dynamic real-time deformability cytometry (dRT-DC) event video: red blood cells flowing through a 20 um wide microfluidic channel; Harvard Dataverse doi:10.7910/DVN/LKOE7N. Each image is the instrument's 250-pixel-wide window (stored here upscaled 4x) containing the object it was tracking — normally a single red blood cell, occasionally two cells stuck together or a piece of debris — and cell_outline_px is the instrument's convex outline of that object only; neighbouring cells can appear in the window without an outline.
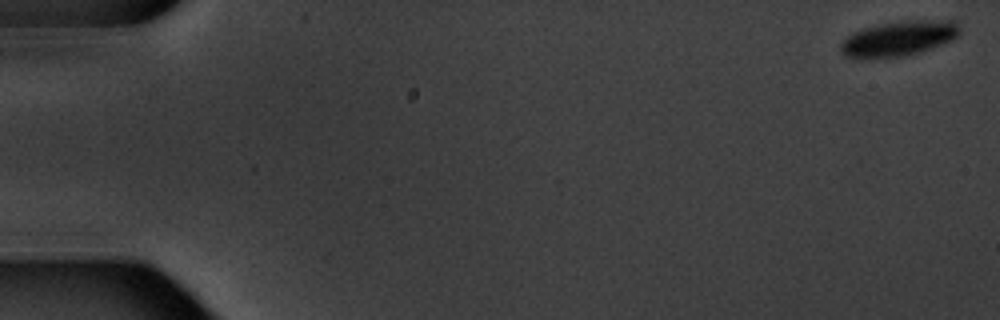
{"species": "common noctule bat (a hibernating species)", "species_latin": "Nyctalus noctula", "temperature_condition": "warm", "stored_images_in_passage": 7, "camera_frame_rate_fps": 3000, "um_per_image_px": 0.085, "animal": {"sex": "male", "body_mass_g": 20.1, "forearm_length_mm": 53.5}, "frame": {"image": 1, "passage_image": 1, "time_ms": 0.0, "image_size_px": [1000, 320], "cell_outline_px": [[960, 32], [952, 40], [916, 52], [900, 56], [844, 56], [840, 52], [840, 44], [852, 32], [864, 28], [880, 24], [908, 20], [956, 20], [960, 28]], "centroid_in_image_um": [76.42, 3.22], "position_along_channel_um": 8.6, "area_um2": 23.52}}
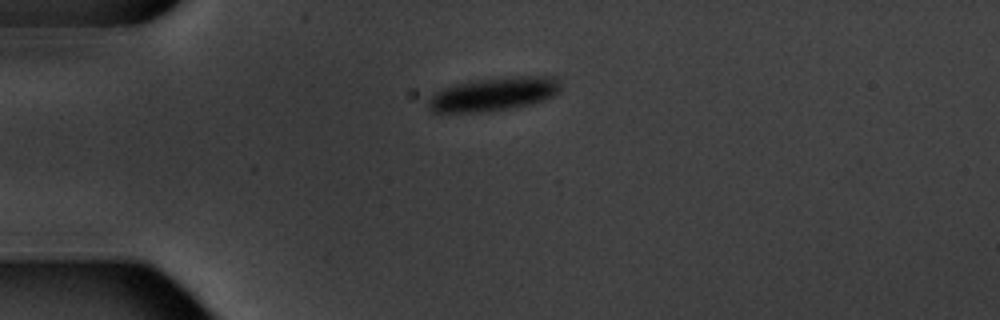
{"frame": {"image": 2, "passage_image": 5, "time_ms": 4.667, "image_size_px": [1000, 320], "cell_outline_px": [[560, 88], [552, 96], [544, 100], [512, 108], [488, 112], [432, 112], [428, 108], [428, 100], [440, 88], [456, 84], [480, 80], [512, 76], [556, 76], [560, 84]], "centroid_in_image_um": [41.95, 8.0], "position_along_channel_um": 43.1, "area_um2": 25.78}}
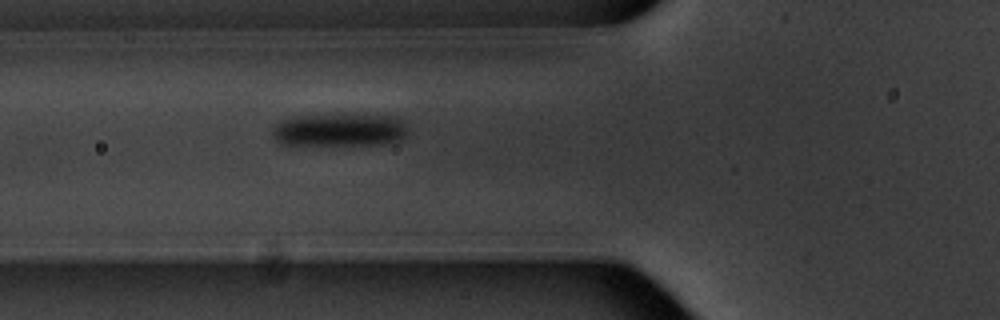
{"frame": {"image": 3, "passage_image": 7, "time_ms": 7.0, "image_size_px": [1000, 320], "cell_outline_px": [[404, 136], [400, 140], [384, 144], [280, 144], [276, 140], [272, 132], [272, 128], [280, 120], [292, 116], [396, 116], [404, 124]], "centroid_in_image_um": [28.79, 11.06], "position_along_channel_um": 97.0, "area_um2": 25.14}}